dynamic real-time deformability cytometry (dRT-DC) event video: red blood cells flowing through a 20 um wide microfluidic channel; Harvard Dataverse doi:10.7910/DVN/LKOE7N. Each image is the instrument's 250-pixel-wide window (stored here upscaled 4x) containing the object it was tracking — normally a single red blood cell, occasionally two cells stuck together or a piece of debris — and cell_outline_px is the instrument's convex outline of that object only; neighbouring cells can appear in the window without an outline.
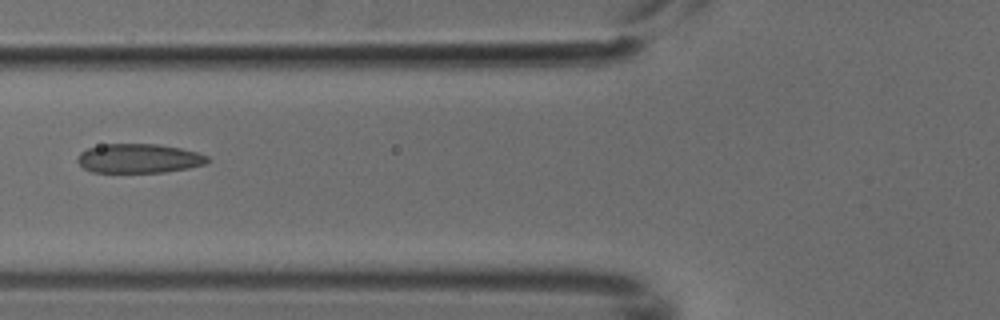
{"species": "common noctule bat (a hibernating species)", "species_latin": "Nyctalus noctula", "temperature_condition": "cold", "stored_images_in_passage": 5, "camera_frame_rate_fps": 3000, "um_per_image_px": 0.085, "animal": {"sex": "male", "body_mass_g": 18.8}, "frame": {"image": 1, "passage_image": 3, "time_ms": 0.667, "image_size_px": [1000, 320], "cell_outline_px": [[212, 160], [204, 164], [188, 168], [164, 172], [92, 172], [84, 168], [76, 160], [76, 156], [80, 152], [88, 148], [104, 144], [160, 144], [180, 148], [196, 152], [208, 156]], "centroid_in_image_um": [11.8, 13.46], "position_along_channel_um": 114.0, "area_um2": 22.2}}
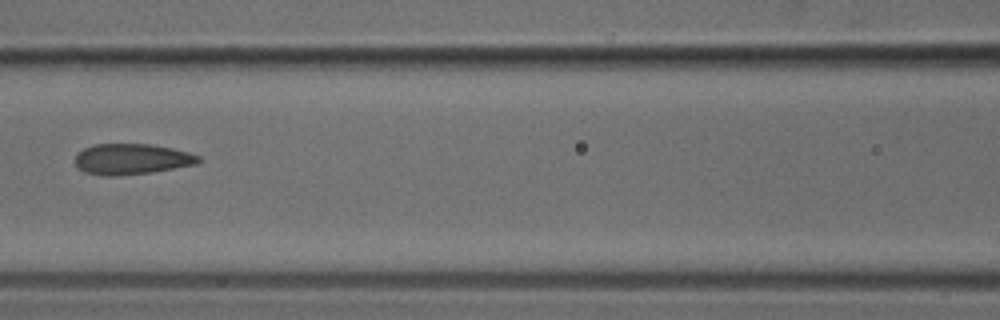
{"frame": {"image": 2, "passage_image": 4, "time_ms": 1.0, "image_size_px": [1000, 320], "cell_outline_px": [[200, 160], [196, 164], [152, 172], [116, 176], [100, 176], [84, 172], [76, 168], [76, 152], [84, 148], [96, 144], [152, 144], [172, 148], [188, 152], [200, 156]], "centroid_in_image_um": [11.15, 13.53], "position_along_channel_um": 155.5, "area_um2": 22.25}}
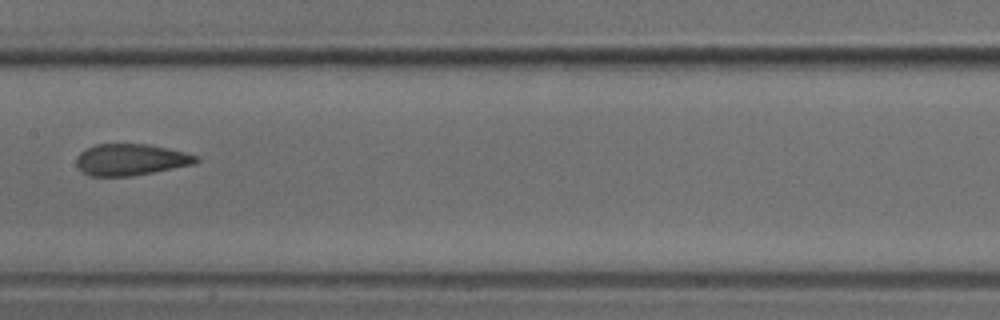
{"frame": {"image": 3, "passage_image": 5, "time_ms": 1.333, "image_size_px": [1000, 320], "cell_outline_px": [[200, 160], [196, 164], [132, 176], [88, 176], [76, 164], [76, 160], [80, 152], [96, 144], [148, 144], [168, 148], [200, 156]], "centroid_in_image_um": [11.16, 13.57], "position_along_channel_um": 196.2, "area_um2": 22.02}}